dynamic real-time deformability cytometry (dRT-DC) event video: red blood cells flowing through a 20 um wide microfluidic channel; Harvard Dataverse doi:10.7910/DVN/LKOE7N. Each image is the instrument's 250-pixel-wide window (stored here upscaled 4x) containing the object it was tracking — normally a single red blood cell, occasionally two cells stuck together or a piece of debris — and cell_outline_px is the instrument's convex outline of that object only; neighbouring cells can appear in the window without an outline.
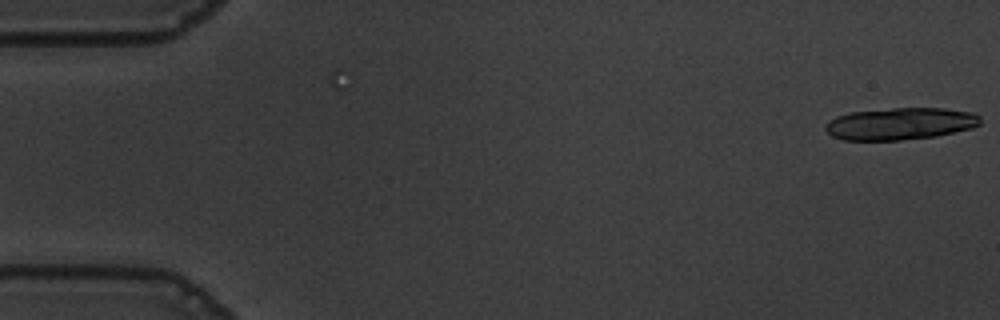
{"species": "common noctule bat (a hibernating species)", "species_latin": "Nyctalus noctula", "temperature_condition": "warm", "stored_images_in_passage": 2, "camera_frame_rate_fps": 3000, "um_per_image_px": 0.085, "animal": {"sex": "male", "body_mass_g": 19.5, "forearm_length_mm": 54.6}, "frame": {"image": 1, "passage_image": 2, "time_ms": 0.333, "image_size_px": [1000, 320], "cell_outline_px": [[980, 124], [972, 128], [936, 136], [900, 140], [844, 140], [832, 136], [824, 128], [836, 116], [848, 112], [892, 108], [944, 108], [972, 112], [980, 116]], "centroid_in_image_um": [76.54, 10.51], "position_along_channel_um": 8.5, "area_um2": 28.9}}